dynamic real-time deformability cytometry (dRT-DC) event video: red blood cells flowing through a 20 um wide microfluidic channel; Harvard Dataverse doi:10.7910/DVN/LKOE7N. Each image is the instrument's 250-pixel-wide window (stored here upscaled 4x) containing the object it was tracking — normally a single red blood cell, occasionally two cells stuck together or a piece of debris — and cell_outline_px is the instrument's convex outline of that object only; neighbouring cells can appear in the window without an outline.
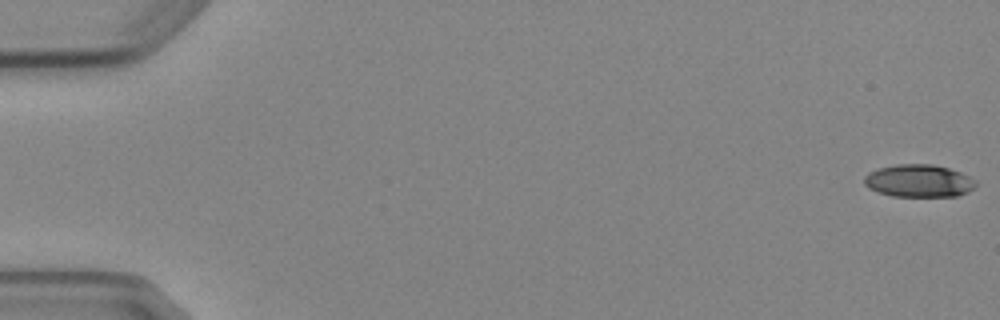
{"species": "Egyptian fruit bat (a non-hibernating species)", "species_latin": "Rousettus aegyptiacus", "temperature_condition": "cold", "stored_images_in_passage": 4, "camera_frame_rate_fps": 3000, "um_per_image_px": 0.085, "animal": {"sex": "female"}, "frame": {"image": 1, "passage_image": 1, "time_ms": 0.0, "image_size_px": [1000, 320], "cell_outline_px": [[976, 184], [968, 192], [956, 196], [892, 196], [876, 192], [868, 188], [864, 184], [864, 176], [868, 172], [876, 168], [896, 164], [932, 164], [948, 168], [960, 172], [976, 180]], "centroid_in_image_um": [78.05, 15.37], "position_along_channel_um": 7.0, "area_um2": 21.33}}